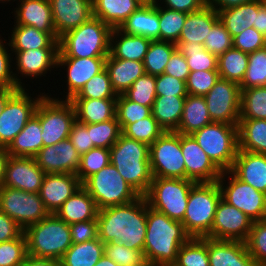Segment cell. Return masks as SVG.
I'll list each match as a JSON object with an SVG mask.
<instances>
[{"instance_id": "obj_64", "label": "cell", "mask_w": 266, "mask_h": 266, "mask_svg": "<svg viewBox=\"0 0 266 266\" xmlns=\"http://www.w3.org/2000/svg\"><path fill=\"white\" fill-rule=\"evenodd\" d=\"M164 73L186 82L190 69L184 55L176 49L165 66Z\"/></svg>"}, {"instance_id": "obj_19", "label": "cell", "mask_w": 266, "mask_h": 266, "mask_svg": "<svg viewBox=\"0 0 266 266\" xmlns=\"http://www.w3.org/2000/svg\"><path fill=\"white\" fill-rule=\"evenodd\" d=\"M45 174L35 158L9 156L2 186L39 193Z\"/></svg>"}, {"instance_id": "obj_21", "label": "cell", "mask_w": 266, "mask_h": 266, "mask_svg": "<svg viewBox=\"0 0 266 266\" xmlns=\"http://www.w3.org/2000/svg\"><path fill=\"white\" fill-rule=\"evenodd\" d=\"M34 158L46 174H76L81 155L68 138L54 145L42 147Z\"/></svg>"}, {"instance_id": "obj_59", "label": "cell", "mask_w": 266, "mask_h": 266, "mask_svg": "<svg viewBox=\"0 0 266 266\" xmlns=\"http://www.w3.org/2000/svg\"><path fill=\"white\" fill-rule=\"evenodd\" d=\"M104 253L119 266L137 264L144 258L140 251L128 249L116 242L105 244Z\"/></svg>"}, {"instance_id": "obj_33", "label": "cell", "mask_w": 266, "mask_h": 266, "mask_svg": "<svg viewBox=\"0 0 266 266\" xmlns=\"http://www.w3.org/2000/svg\"><path fill=\"white\" fill-rule=\"evenodd\" d=\"M105 69L109 74L111 86L117 95L126 92L139 77L145 74L143 62L115 59L107 56Z\"/></svg>"}, {"instance_id": "obj_10", "label": "cell", "mask_w": 266, "mask_h": 266, "mask_svg": "<svg viewBox=\"0 0 266 266\" xmlns=\"http://www.w3.org/2000/svg\"><path fill=\"white\" fill-rule=\"evenodd\" d=\"M30 89L21 88L7 100L0 114V147L7 148L10 145L35 114L40 100L47 94H37L34 91L31 94Z\"/></svg>"}, {"instance_id": "obj_48", "label": "cell", "mask_w": 266, "mask_h": 266, "mask_svg": "<svg viewBox=\"0 0 266 266\" xmlns=\"http://www.w3.org/2000/svg\"><path fill=\"white\" fill-rule=\"evenodd\" d=\"M266 86V47L248 54V66L240 89Z\"/></svg>"}, {"instance_id": "obj_61", "label": "cell", "mask_w": 266, "mask_h": 266, "mask_svg": "<svg viewBox=\"0 0 266 266\" xmlns=\"http://www.w3.org/2000/svg\"><path fill=\"white\" fill-rule=\"evenodd\" d=\"M156 96H187L186 82L165 73L156 76Z\"/></svg>"}, {"instance_id": "obj_32", "label": "cell", "mask_w": 266, "mask_h": 266, "mask_svg": "<svg viewBox=\"0 0 266 266\" xmlns=\"http://www.w3.org/2000/svg\"><path fill=\"white\" fill-rule=\"evenodd\" d=\"M219 21L217 11L210 5L187 14L178 42L204 44L212 27Z\"/></svg>"}, {"instance_id": "obj_37", "label": "cell", "mask_w": 266, "mask_h": 266, "mask_svg": "<svg viewBox=\"0 0 266 266\" xmlns=\"http://www.w3.org/2000/svg\"><path fill=\"white\" fill-rule=\"evenodd\" d=\"M186 96H156L151 113L166 131H177L183 115Z\"/></svg>"}, {"instance_id": "obj_7", "label": "cell", "mask_w": 266, "mask_h": 266, "mask_svg": "<svg viewBox=\"0 0 266 266\" xmlns=\"http://www.w3.org/2000/svg\"><path fill=\"white\" fill-rule=\"evenodd\" d=\"M191 135L222 172L231 170L239 150L238 125L212 122Z\"/></svg>"}, {"instance_id": "obj_9", "label": "cell", "mask_w": 266, "mask_h": 266, "mask_svg": "<svg viewBox=\"0 0 266 266\" xmlns=\"http://www.w3.org/2000/svg\"><path fill=\"white\" fill-rule=\"evenodd\" d=\"M82 186L94 199L98 210L127 204L140 196L111 163L89 176Z\"/></svg>"}, {"instance_id": "obj_49", "label": "cell", "mask_w": 266, "mask_h": 266, "mask_svg": "<svg viewBox=\"0 0 266 266\" xmlns=\"http://www.w3.org/2000/svg\"><path fill=\"white\" fill-rule=\"evenodd\" d=\"M87 130L90 132L93 148L110 149L122 134V129L116 117L105 122L87 124Z\"/></svg>"}, {"instance_id": "obj_62", "label": "cell", "mask_w": 266, "mask_h": 266, "mask_svg": "<svg viewBox=\"0 0 266 266\" xmlns=\"http://www.w3.org/2000/svg\"><path fill=\"white\" fill-rule=\"evenodd\" d=\"M72 244L84 243L99 238L97 219L70 224Z\"/></svg>"}, {"instance_id": "obj_71", "label": "cell", "mask_w": 266, "mask_h": 266, "mask_svg": "<svg viewBox=\"0 0 266 266\" xmlns=\"http://www.w3.org/2000/svg\"><path fill=\"white\" fill-rule=\"evenodd\" d=\"M19 89H3L0 88V114L3 111V108L7 100Z\"/></svg>"}, {"instance_id": "obj_11", "label": "cell", "mask_w": 266, "mask_h": 266, "mask_svg": "<svg viewBox=\"0 0 266 266\" xmlns=\"http://www.w3.org/2000/svg\"><path fill=\"white\" fill-rule=\"evenodd\" d=\"M76 112L70 100H58L47 93L40 100V124L43 147L69 138Z\"/></svg>"}, {"instance_id": "obj_56", "label": "cell", "mask_w": 266, "mask_h": 266, "mask_svg": "<svg viewBox=\"0 0 266 266\" xmlns=\"http://www.w3.org/2000/svg\"><path fill=\"white\" fill-rule=\"evenodd\" d=\"M220 78L218 70L190 71L186 80L187 94L204 96Z\"/></svg>"}, {"instance_id": "obj_4", "label": "cell", "mask_w": 266, "mask_h": 266, "mask_svg": "<svg viewBox=\"0 0 266 266\" xmlns=\"http://www.w3.org/2000/svg\"><path fill=\"white\" fill-rule=\"evenodd\" d=\"M112 30L101 19L92 16L59 37L57 57H107Z\"/></svg>"}, {"instance_id": "obj_20", "label": "cell", "mask_w": 266, "mask_h": 266, "mask_svg": "<svg viewBox=\"0 0 266 266\" xmlns=\"http://www.w3.org/2000/svg\"><path fill=\"white\" fill-rule=\"evenodd\" d=\"M181 150L186 179L196 183L215 182L221 176L222 171L212 162L192 135L181 134Z\"/></svg>"}, {"instance_id": "obj_5", "label": "cell", "mask_w": 266, "mask_h": 266, "mask_svg": "<svg viewBox=\"0 0 266 266\" xmlns=\"http://www.w3.org/2000/svg\"><path fill=\"white\" fill-rule=\"evenodd\" d=\"M27 254L37 258L60 260L71 247L70 225L50 213L24 230Z\"/></svg>"}, {"instance_id": "obj_75", "label": "cell", "mask_w": 266, "mask_h": 266, "mask_svg": "<svg viewBox=\"0 0 266 266\" xmlns=\"http://www.w3.org/2000/svg\"><path fill=\"white\" fill-rule=\"evenodd\" d=\"M139 1H141L143 4H151L156 2V0H139Z\"/></svg>"}, {"instance_id": "obj_63", "label": "cell", "mask_w": 266, "mask_h": 266, "mask_svg": "<svg viewBox=\"0 0 266 266\" xmlns=\"http://www.w3.org/2000/svg\"><path fill=\"white\" fill-rule=\"evenodd\" d=\"M69 140L81 156L93 148L87 124L79 123L77 120L72 124Z\"/></svg>"}, {"instance_id": "obj_16", "label": "cell", "mask_w": 266, "mask_h": 266, "mask_svg": "<svg viewBox=\"0 0 266 266\" xmlns=\"http://www.w3.org/2000/svg\"><path fill=\"white\" fill-rule=\"evenodd\" d=\"M212 122L238 125L240 120V85L219 78L203 96Z\"/></svg>"}, {"instance_id": "obj_23", "label": "cell", "mask_w": 266, "mask_h": 266, "mask_svg": "<svg viewBox=\"0 0 266 266\" xmlns=\"http://www.w3.org/2000/svg\"><path fill=\"white\" fill-rule=\"evenodd\" d=\"M82 186L76 174H45L39 195L49 213L55 212Z\"/></svg>"}, {"instance_id": "obj_68", "label": "cell", "mask_w": 266, "mask_h": 266, "mask_svg": "<svg viewBox=\"0 0 266 266\" xmlns=\"http://www.w3.org/2000/svg\"><path fill=\"white\" fill-rule=\"evenodd\" d=\"M20 266H61L60 261L50 258H37L27 255Z\"/></svg>"}, {"instance_id": "obj_72", "label": "cell", "mask_w": 266, "mask_h": 266, "mask_svg": "<svg viewBox=\"0 0 266 266\" xmlns=\"http://www.w3.org/2000/svg\"><path fill=\"white\" fill-rule=\"evenodd\" d=\"M95 266H119L111 258L104 255Z\"/></svg>"}, {"instance_id": "obj_54", "label": "cell", "mask_w": 266, "mask_h": 266, "mask_svg": "<svg viewBox=\"0 0 266 266\" xmlns=\"http://www.w3.org/2000/svg\"><path fill=\"white\" fill-rule=\"evenodd\" d=\"M27 255L24 232L16 239L0 243V266H20Z\"/></svg>"}, {"instance_id": "obj_2", "label": "cell", "mask_w": 266, "mask_h": 266, "mask_svg": "<svg viewBox=\"0 0 266 266\" xmlns=\"http://www.w3.org/2000/svg\"><path fill=\"white\" fill-rule=\"evenodd\" d=\"M191 236L180 221L170 219L147 204V229L143 257L153 266L174 264L178 250Z\"/></svg>"}, {"instance_id": "obj_53", "label": "cell", "mask_w": 266, "mask_h": 266, "mask_svg": "<svg viewBox=\"0 0 266 266\" xmlns=\"http://www.w3.org/2000/svg\"><path fill=\"white\" fill-rule=\"evenodd\" d=\"M150 114V107L133 102L129 100L124 94L117 95L116 118L120 124L121 129L126 124H133L138 120L148 117Z\"/></svg>"}, {"instance_id": "obj_28", "label": "cell", "mask_w": 266, "mask_h": 266, "mask_svg": "<svg viewBox=\"0 0 266 266\" xmlns=\"http://www.w3.org/2000/svg\"><path fill=\"white\" fill-rule=\"evenodd\" d=\"M124 33L159 40V5L142 4L119 28Z\"/></svg>"}, {"instance_id": "obj_47", "label": "cell", "mask_w": 266, "mask_h": 266, "mask_svg": "<svg viewBox=\"0 0 266 266\" xmlns=\"http://www.w3.org/2000/svg\"><path fill=\"white\" fill-rule=\"evenodd\" d=\"M165 131L159 126L152 113L133 124H126L122 128V134L128 138L151 145Z\"/></svg>"}, {"instance_id": "obj_76", "label": "cell", "mask_w": 266, "mask_h": 266, "mask_svg": "<svg viewBox=\"0 0 266 266\" xmlns=\"http://www.w3.org/2000/svg\"><path fill=\"white\" fill-rule=\"evenodd\" d=\"M161 266H176L175 264H164V265H161Z\"/></svg>"}, {"instance_id": "obj_8", "label": "cell", "mask_w": 266, "mask_h": 266, "mask_svg": "<svg viewBox=\"0 0 266 266\" xmlns=\"http://www.w3.org/2000/svg\"><path fill=\"white\" fill-rule=\"evenodd\" d=\"M195 183L190 179L153 177L144 197L150 208L181 222L186 212L189 192Z\"/></svg>"}, {"instance_id": "obj_38", "label": "cell", "mask_w": 266, "mask_h": 266, "mask_svg": "<svg viewBox=\"0 0 266 266\" xmlns=\"http://www.w3.org/2000/svg\"><path fill=\"white\" fill-rule=\"evenodd\" d=\"M210 123L212 120L204 97L188 94L185 98L182 119L176 132L191 135Z\"/></svg>"}, {"instance_id": "obj_25", "label": "cell", "mask_w": 266, "mask_h": 266, "mask_svg": "<svg viewBox=\"0 0 266 266\" xmlns=\"http://www.w3.org/2000/svg\"><path fill=\"white\" fill-rule=\"evenodd\" d=\"M11 12L14 24L35 27L37 30L56 33L49 0H15Z\"/></svg>"}, {"instance_id": "obj_35", "label": "cell", "mask_w": 266, "mask_h": 266, "mask_svg": "<svg viewBox=\"0 0 266 266\" xmlns=\"http://www.w3.org/2000/svg\"><path fill=\"white\" fill-rule=\"evenodd\" d=\"M76 120L82 124L105 122L116 117V98L71 99Z\"/></svg>"}, {"instance_id": "obj_34", "label": "cell", "mask_w": 266, "mask_h": 266, "mask_svg": "<svg viewBox=\"0 0 266 266\" xmlns=\"http://www.w3.org/2000/svg\"><path fill=\"white\" fill-rule=\"evenodd\" d=\"M142 4L139 0H92L93 16L112 29L120 28Z\"/></svg>"}, {"instance_id": "obj_67", "label": "cell", "mask_w": 266, "mask_h": 266, "mask_svg": "<svg viewBox=\"0 0 266 266\" xmlns=\"http://www.w3.org/2000/svg\"><path fill=\"white\" fill-rule=\"evenodd\" d=\"M254 0H207V4L214 8L216 11L225 10L232 7L252 2Z\"/></svg>"}, {"instance_id": "obj_52", "label": "cell", "mask_w": 266, "mask_h": 266, "mask_svg": "<svg viewBox=\"0 0 266 266\" xmlns=\"http://www.w3.org/2000/svg\"><path fill=\"white\" fill-rule=\"evenodd\" d=\"M156 76L143 74L123 94L131 101L152 109L156 98Z\"/></svg>"}, {"instance_id": "obj_42", "label": "cell", "mask_w": 266, "mask_h": 266, "mask_svg": "<svg viewBox=\"0 0 266 266\" xmlns=\"http://www.w3.org/2000/svg\"><path fill=\"white\" fill-rule=\"evenodd\" d=\"M177 49L186 58L190 71L218 70V57L210 53L200 43L177 42Z\"/></svg>"}, {"instance_id": "obj_44", "label": "cell", "mask_w": 266, "mask_h": 266, "mask_svg": "<svg viewBox=\"0 0 266 266\" xmlns=\"http://www.w3.org/2000/svg\"><path fill=\"white\" fill-rule=\"evenodd\" d=\"M240 119L266 120V86L241 89Z\"/></svg>"}, {"instance_id": "obj_14", "label": "cell", "mask_w": 266, "mask_h": 266, "mask_svg": "<svg viewBox=\"0 0 266 266\" xmlns=\"http://www.w3.org/2000/svg\"><path fill=\"white\" fill-rule=\"evenodd\" d=\"M0 210L12 218L23 230L50 214L39 193L4 186L0 188Z\"/></svg>"}, {"instance_id": "obj_15", "label": "cell", "mask_w": 266, "mask_h": 266, "mask_svg": "<svg viewBox=\"0 0 266 266\" xmlns=\"http://www.w3.org/2000/svg\"><path fill=\"white\" fill-rule=\"evenodd\" d=\"M11 52L13 55L14 79L20 88H27L28 86V88L31 87L29 84H26L27 86L25 85V81L27 82V79L29 81L31 78L30 82L33 84V82H35L38 78V80H36L37 84L40 80H42V77H47L46 75L48 72L50 75L51 73L57 74V72L55 73V69H57L58 48L29 49L25 51ZM25 78L26 80L23 81Z\"/></svg>"}, {"instance_id": "obj_50", "label": "cell", "mask_w": 266, "mask_h": 266, "mask_svg": "<svg viewBox=\"0 0 266 266\" xmlns=\"http://www.w3.org/2000/svg\"><path fill=\"white\" fill-rule=\"evenodd\" d=\"M117 98L106 69L94 75L72 99Z\"/></svg>"}, {"instance_id": "obj_12", "label": "cell", "mask_w": 266, "mask_h": 266, "mask_svg": "<svg viewBox=\"0 0 266 266\" xmlns=\"http://www.w3.org/2000/svg\"><path fill=\"white\" fill-rule=\"evenodd\" d=\"M153 177L186 179L181 134L166 131L149 146Z\"/></svg>"}, {"instance_id": "obj_57", "label": "cell", "mask_w": 266, "mask_h": 266, "mask_svg": "<svg viewBox=\"0 0 266 266\" xmlns=\"http://www.w3.org/2000/svg\"><path fill=\"white\" fill-rule=\"evenodd\" d=\"M203 45L210 53L219 57L233 47V38L219 20L206 36Z\"/></svg>"}, {"instance_id": "obj_45", "label": "cell", "mask_w": 266, "mask_h": 266, "mask_svg": "<svg viewBox=\"0 0 266 266\" xmlns=\"http://www.w3.org/2000/svg\"><path fill=\"white\" fill-rule=\"evenodd\" d=\"M176 266H210L207 237H191L178 250Z\"/></svg>"}, {"instance_id": "obj_24", "label": "cell", "mask_w": 266, "mask_h": 266, "mask_svg": "<svg viewBox=\"0 0 266 266\" xmlns=\"http://www.w3.org/2000/svg\"><path fill=\"white\" fill-rule=\"evenodd\" d=\"M207 250L210 266H259L243 241L207 237Z\"/></svg>"}, {"instance_id": "obj_29", "label": "cell", "mask_w": 266, "mask_h": 266, "mask_svg": "<svg viewBox=\"0 0 266 266\" xmlns=\"http://www.w3.org/2000/svg\"><path fill=\"white\" fill-rule=\"evenodd\" d=\"M40 124V102L35 114L27 121L22 131L7 147L10 156L35 157L43 147Z\"/></svg>"}, {"instance_id": "obj_31", "label": "cell", "mask_w": 266, "mask_h": 266, "mask_svg": "<svg viewBox=\"0 0 266 266\" xmlns=\"http://www.w3.org/2000/svg\"><path fill=\"white\" fill-rule=\"evenodd\" d=\"M151 39L124 33L119 28L112 30L109 55L115 59L143 62Z\"/></svg>"}, {"instance_id": "obj_51", "label": "cell", "mask_w": 266, "mask_h": 266, "mask_svg": "<svg viewBox=\"0 0 266 266\" xmlns=\"http://www.w3.org/2000/svg\"><path fill=\"white\" fill-rule=\"evenodd\" d=\"M110 163V150L95 147L83 154L76 175L81 183Z\"/></svg>"}, {"instance_id": "obj_66", "label": "cell", "mask_w": 266, "mask_h": 266, "mask_svg": "<svg viewBox=\"0 0 266 266\" xmlns=\"http://www.w3.org/2000/svg\"><path fill=\"white\" fill-rule=\"evenodd\" d=\"M24 230L0 210V243L18 238Z\"/></svg>"}, {"instance_id": "obj_60", "label": "cell", "mask_w": 266, "mask_h": 266, "mask_svg": "<svg viewBox=\"0 0 266 266\" xmlns=\"http://www.w3.org/2000/svg\"><path fill=\"white\" fill-rule=\"evenodd\" d=\"M233 47L249 54L266 47V36L254 27L246 28L233 38Z\"/></svg>"}, {"instance_id": "obj_55", "label": "cell", "mask_w": 266, "mask_h": 266, "mask_svg": "<svg viewBox=\"0 0 266 266\" xmlns=\"http://www.w3.org/2000/svg\"><path fill=\"white\" fill-rule=\"evenodd\" d=\"M246 245L250 256L259 266H266V223L254 221Z\"/></svg>"}, {"instance_id": "obj_65", "label": "cell", "mask_w": 266, "mask_h": 266, "mask_svg": "<svg viewBox=\"0 0 266 266\" xmlns=\"http://www.w3.org/2000/svg\"><path fill=\"white\" fill-rule=\"evenodd\" d=\"M156 3L161 7L188 14L202 9L207 5V0H156Z\"/></svg>"}, {"instance_id": "obj_18", "label": "cell", "mask_w": 266, "mask_h": 266, "mask_svg": "<svg viewBox=\"0 0 266 266\" xmlns=\"http://www.w3.org/2000/svg\"><path fill=\"white\" fill-rule=\"evenodd\" d=\"M253 222L245 213L221 198L211 227V238L246 242Z\"/></svg>"}, {"instance_id": "obj_39", "label": "cell", "mask_w": 266, "mask_h": 266, "mask_svg": "<svg viewBox=\"0 0 266 266\" xmlns=\"http://www.w3.org/2000/svg\"><path fill=\"white\" fill-rule=\"evenodd\" d=\"M239 150L266 154V120L240 119L238 124Z\"/></svg>"}, {"instance_id": "obj_58", "label": "cell", "mask_w": 266, "mask_h": 266, "mask_svg": "<svg viewBox=\"0 0 266 266\" xmlns=\"http://www.w3.org/2000/svg\"><path fill=\"white\" fill-rule=\"evenodd\" d=\"M7 41L0 33V88L21 89L14 79L13 55Z\"/></svg>"}, {"instance_id": "obj_69", "label": "cell", "mask_w": 266, "mask_h": 266, "mask_svg": "<svg viewBox=\"0 0 266 266\" xmlns=\"http://www.w3.org/2000/svg\"><path fill=\"white\" fill-rule=\"evenodd\" d=\"M253 27L266 36V5L264 4L256 13V25Z\"/></svg>"}, {"instance_id": "obj_6", "label": "cell", "mask_w": 266, "mask_h": 266, "mask_svg": "<svg viewBox=\"0 0 266 266\" xmlns=\"http://www.w3.org/2000/svg\"><path fill=\"white\" fill-rule=\"evenodd\" d=\"M221 198V190L217 181L199 182L192 186L186 212L181 221L191 237L211 238V227Z\"/></svg>"}, {"instance_id": "obj_40", "label": "cell", "mask_w": 266, "mask_h": 266, "mask_svg": "<svg viewBox=\"0 0 266 266\" xmlns=\"http://www.w3.org/2000/svg\"><path fill=\"white\" fill-rule=\"evenodd\" d=\"M104 245L99 238L72 244L59 260L60 264L61 266H95L105 255Z\"/></svg>"}, {"instance_id": "obj_13", "label": "cell", "mask_w": 266, "mask_h": 266, "mask_svg": "<svg viewBox=\"0 0 266 266\" xmlns=\"http://www.w3.org/2000/svg\"><path fill=\"white\" fill-rule=\"evenodd\" d=\"M217 183L222 199L238 208L253 221H263L266 214V194L238 179L230 170L223 171Z\"/></svg>"}, {"instance_id": "obj_30", "label": "cell", "mask_w": 266, "mask_h": 266, "mask_svg": "<svg viewBox=\"0 0 266 266\" xmlns=\"http://www.w3.org/2000/svg\"><path fill=\"white\" fill-rule=\"evenodd\" d=\"M98 208L94 199L87 190L81 186L70 196L55 215L67 224L97 219Z\"/></svg>"}, {"instance_id": "obj_73", "label": "cell", "mask_w": 266, "mask_h": 266, "mask_svg": "<svg viewBox=\"0 0 266 266\" xmlns=\"http://www.w3.org/2000/svg\"><path fill=\"white\" fill-rule=\"evenodd\" d=\"M127 266H153V265L149 263L145 258H143L139 263Z\"/></svg>"}, {"instance_id": "obj_70", "label": "cell", "mask_w": 266, "mask_h": 266, "mask_svg": "<svg viewBox=\"0 0 266 266\" xmlns=\"http://www.w3.org/2000/svg\"><path fill=\"white\" fill-rule=\"evenodd\" d=\"M9 153L6 147H0V188L3 185L5 166L9 158Z\"/></svg>"}, {"instance_id": "obj_17", "label": "cell", "mask_w": 266, "mask_h": 266, "mask_svg": "<svg viewBox=\"0 0 266 266\" xmlns=\"http://www.w3.org/2000/svg\"><path fill=\"white\" fill-rule=\"evenodd\" d=\"M106 59L107 57H57L56 70L59 72L56 75H59L60 72H66V74L63 73L66 75L64 76L65 80H62L64 84L66 83V88H63V97H56V93V95L53 94L54 96L52 98L58 100H71L88 80L105 69ZM58 68L60 69L58 70ZM61 68L64 71H62Z\"/></svg>"}, {"instance_id": "obj_46", "label": "cell", "mask_w": 266, "mask_h": 266, "mask_svg": "<svg viewBox=\"0 0 266 266\" xmlns=\"http://www.w3.org/2000/svg\"><path fill=\"white\" fill-rule=\"evenodd\" d=\"M187 13L159 6V40L177 43Z\"/></svg>"}, {"instance_id": "obj_27", "label": "cell", "mask_w": 266, "mask_h": 266, "mask_svg": "<svg viewBox=\"0 0 266 266\" xmlns=\"http://www.w3.org/2000/svg\"><path fill=\"white\" fill-rule=\"evenodd\" d=\"M8 36L11 51H25L29 49L58 48L59 37L56 33H47L35 27L14 24Z\"/></svg>"}, {"instance_id": "obj_43", "label": "cell", "mask_w": 266, "mask_h": 266, "mask_svg": "<svg viewBox=\"0 0 266 266\" xmlns=\"http://www.w3.org/2000/svg\"><path fill=\"white\" fill-rule=\"evenodd\" d=\"M176 49L175 43L152 40L143 60L145 73L154 76L163 74L166 64Z\"/></svg>"}, {"instance_id": "obj_41", "label": "cell", "mask_w": 266, "mask_h": 266, "mask_svg": "<svg viewBox=\"0 0 266 266\" xmlns=\"http://www.w3.org/2000/svg\"><path fill=\"white\" fill-rule=\"evenodd\" d=\"M248 66V53L231 47L218 57L220 78L241 84Z\"/></svg>"}, {"instance_id": "obj_22", "label": "cell", "mask_w": 266, "mask_h": 266, "mask_svg": "<svg viewBox=\"0 0 266 266\" xmlns=\"http://www.w3.org/2000/svg\"><path fill=\"white\" fill-rule=\"evenodd\" d=\"M58 37L77 28L93 16L92 0H49Z\"/></svg>"}, {"instance_id": "obj_3", "label": "cell", "mask_w": 266, "mask_h": 266, "mask_svg": "<svg viewBox=\"0 0 266 266\" xmlns=\"http://www.w3.org/2000/svg\"><path fill=\"white\" fill-rule=\"evenodd\" d=\"M109 150L110 163L140 196H144L153 180L149 145L121 134Z\"/></svg>"}, {"instance_id": "obj_26", "label": "cell", "mask_w": 266, "mask_h": 266, "mask_svg": "<svg viewBox=\"0 0 266 266\" xmlns=\"http://www.w3.org/2000/svg\"><path fill=\"white\" fill-rule=\"evenodd\" d=\"M230 171L244 183L266 194V154L238 150Z\"/></svg>"}, {"instance_id": "obj_1", "label": "cell", "mask_w": 266, "mask_h": 266, "mask_svg": "<svg viewBox=\"0 0 266 266\" xmlns=\"http://www.w3.org/2000/svg\"><path fill=\"white\" fill-rule=\"evenodd\" d=\"M99 239L120 243L143 254L147 229V201L139 196L134 201L98 210Z\"/></svg>"}, {"instance_id": "obj_36", "label": "cell", "mask_w": 266, "mask_h": 266, "mask_svg": "<svg viewBox=\"0 0 266 266\" xmlns=\"http://www.w3.org/2000/svg\"><path fill=\"white\" fill-rule=\"evenodd\" d=\"M264 5L262 0H254L237 7L217 11L220 22L232 38L246 28L256 25V13Z\"/></svg>"}, {"instance_id": "obj_74", "label": "cell", "mask_w": 266, "mask_h": 266, "mask_svg": "<svg viewBox=\"0 0 266 266\" xmlns=\"http://www.w3.org/2000/svg\"><path fill=\"white\" fill-rule=\"evenodd\" d=\"M12 1V2H11ZM13 2H15V0H0V3L2 4V5H7L8 3H9V5L11 4V3H13Z\"/></svg>"}]
</instances>
